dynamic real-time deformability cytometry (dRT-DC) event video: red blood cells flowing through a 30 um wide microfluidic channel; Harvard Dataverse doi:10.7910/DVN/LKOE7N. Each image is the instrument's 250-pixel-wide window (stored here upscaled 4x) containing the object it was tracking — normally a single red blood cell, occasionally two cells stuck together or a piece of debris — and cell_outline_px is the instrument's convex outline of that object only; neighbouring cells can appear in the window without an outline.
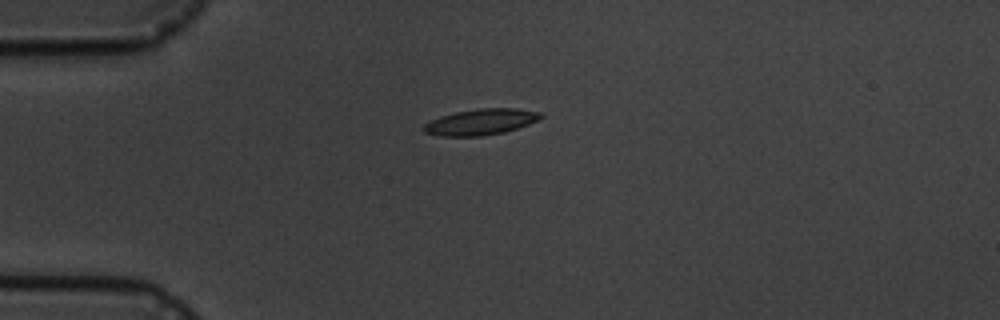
{"species": "common noctule bat (a hibernating species)", "species_latin": "Nyctalus noctula", "temperature_condition": "cold", "stored_images_in_passage": 13, "camera_frame_rate_fps": 3000, "um_per_image_px": 0.085, "animal": {"sex": "male", "body_mass_g": 19.5, "forearm_length_mm": 54.6}, "frame": {"image": 1, "passage_image": 1, "time_ms": 0.0, "image_size_px": [1000, 320], "cell_outline_px": [[544, 116], [540, 120], [504, 132], [480, 136], [440, 136], [424, 132], [420, 128], [424, 124], [440, 116], [456, 112], [480, 108], [516, 108], [544, 112]], "centroid_in_image_um": [40.89, 10.35], "position_along_channel_um": 44.1, "area_um2": 17.86}}
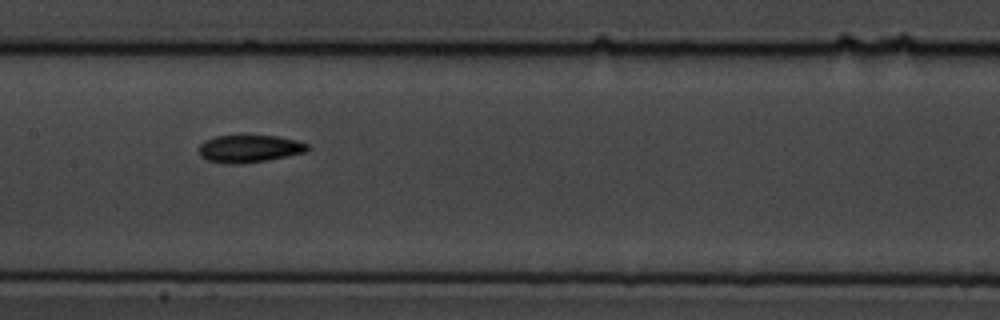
{"frame": {"image": 2, "passage_image": 5, "time_ms": 4.667, "image_size_px": [1000, 320], "cell_outline_px": [[312, 148], [304, 152], [268, 160], [240, 164], [224, 164], [208, 160], [200, 156], [200, 144], [204, 140], [216, 136], [280, 136], [296, 140], [308, 144]], "centroid_in_image_um": [21.2, 12.64], "position_along_channel_um": 186.2, "area_um2": 17.4}}
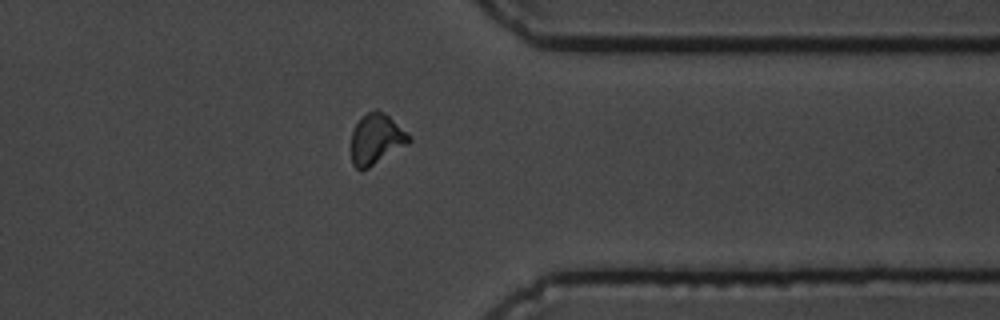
{"frame": {"image": 3, "passage_image": 10, "time_ms": 10.333, "image_size_px": [1000, 320], "cell_outline_px": [[412, 140], [408, 144], [368, 168], [356, 168], [352, 164], [352, 132], [360, 116], [376, 108], [384, 112], [412, 136]], "centroid_in_image_um": [32.0, 11.79], "position_along_channel_um": 379.4, "area_um2": 16.99}, "authors_computed_cell_mechanics": {"area_um2": 16.7042, "velocity_mm_per_s": 3.5252, "shape_relaxation_time_tau1_ms": 5.272, "shape_relaxation_time_tau2_ms": 6.2921, "deformation_change_tau1": 0.1315, "deformation_change_tau2": 0.1116}}